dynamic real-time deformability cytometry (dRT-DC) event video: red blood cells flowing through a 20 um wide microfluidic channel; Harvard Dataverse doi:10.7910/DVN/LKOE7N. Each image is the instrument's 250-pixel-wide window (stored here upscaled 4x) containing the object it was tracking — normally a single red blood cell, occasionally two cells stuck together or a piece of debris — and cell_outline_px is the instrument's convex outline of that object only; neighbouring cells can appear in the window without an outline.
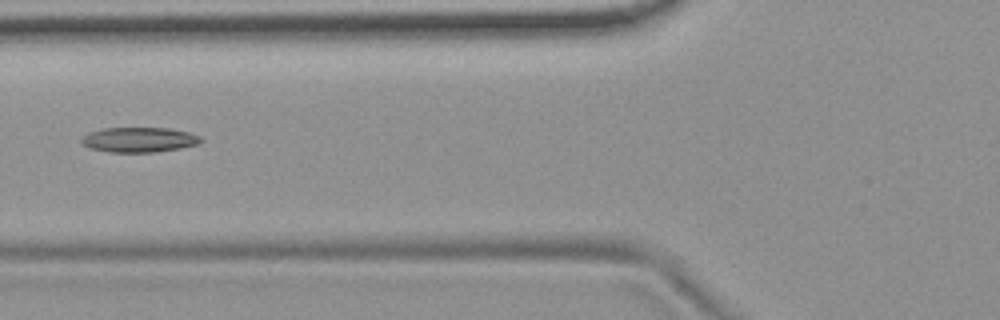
{"species": "common noctule bat (a hibernating species)", "species_latin": "Nyctalus noctula", "temperature_condition": "room temperature", "stored_images_in_passage": 6, "camera_frame_rate_fps": 3000, "um_per_image_px": 0.085, "animal": {"sex": "female", "body_mass_g": 19.9}, "frame": {"image": 1, "passage_image": 6, "time_ms": 5.333, "image_size_px": [1000, 320], "cell_outline_px": [[204, 140], [196, 144], [180, 148], [156, 152], [108, 152], [88, 148], [80, 144], [80, 140], [88, 132], [104, 128], [168, 128], [188, 132], [200, 136]], "centroid_in_image_um": [11.78, 11.88], "position_along_channel_um": 114.0, "area_um2": 17.46}}